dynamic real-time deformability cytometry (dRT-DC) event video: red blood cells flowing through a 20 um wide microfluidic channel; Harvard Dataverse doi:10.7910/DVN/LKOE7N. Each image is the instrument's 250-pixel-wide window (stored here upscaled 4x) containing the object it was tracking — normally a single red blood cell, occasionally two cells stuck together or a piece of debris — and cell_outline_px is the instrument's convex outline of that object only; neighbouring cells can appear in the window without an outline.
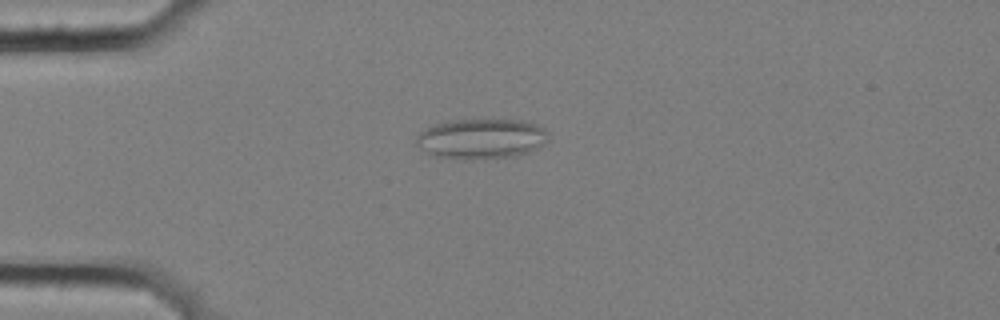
{"species": "common noctule bat (a hibernating species)", "species_latin": "Nyctalus noctula", "temperature_condition": "cold", "stored_images_in_passage": 7, "camera_frame_rate_fps": 3000, "um_per_image_px": 0.085, "animal": {"sex": "female", "body_mass_g": 25.1}, "frame": {"image": 1, "passage_image": 4, "time_ms": 1.0, "image_size_px": [1000, 320], "cell_outline_px": [[548, 140], [544, 144], [528, 152], [516, 156], [472, 160], [468, 160], [440, 156], [428, 152], [420, 148], [416, 144], [416, 136], [424, 128], [448, 120], [520, 120], [536, 124], [544, 128], [548, 132]], "centroid_in_image_um": [40.92, 11.79], "position_along_channel_um": 44.1, "area_um2": 30.92}}